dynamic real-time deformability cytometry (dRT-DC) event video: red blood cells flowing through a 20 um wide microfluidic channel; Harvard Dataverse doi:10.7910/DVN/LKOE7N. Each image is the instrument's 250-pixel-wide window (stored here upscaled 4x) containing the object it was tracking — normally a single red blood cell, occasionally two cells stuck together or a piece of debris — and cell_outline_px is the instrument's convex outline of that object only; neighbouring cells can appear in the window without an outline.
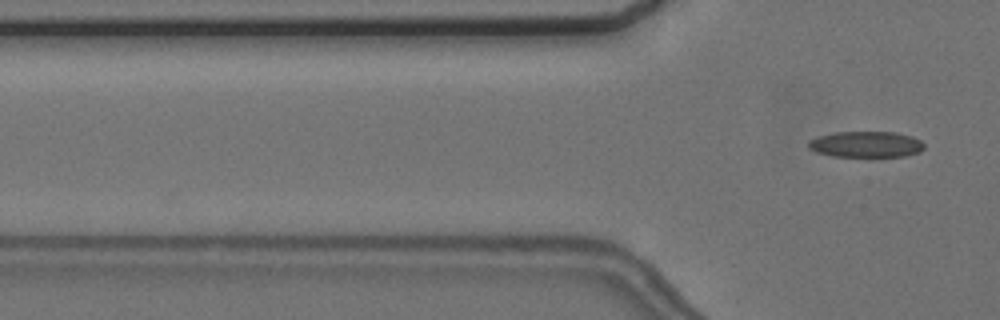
{"species": "common noctule bat (a hibernating species)", "species_latin": "Nyctalus noctula", "temperature_condition": "cold", "stored_images_in_passage": 5, "camera_frame_rate_fps": 3000, "um_per_image_px": 0.085, "animal": {"sex": "female", "body_mass_g": 24.6, "forearm_length_mm": 56.2}, "frame": {"image": 1, "passage_image": 5, "time_ms": 5.333, "image_size_px": [1000, 320], "cell_outline_px": [[924, 148], [920, 152], [904, 156], [868, 160], [832, 156], [816, 152], [808, 148], [808, 140], [820, 136], [836, 132], [896, 132], [912, 136], [920, 140], [924, 144]], "centroid_in_image_um": [73.63, 12.33], "position_along_channel_um": 52.2, "area_um2": 18.55}}